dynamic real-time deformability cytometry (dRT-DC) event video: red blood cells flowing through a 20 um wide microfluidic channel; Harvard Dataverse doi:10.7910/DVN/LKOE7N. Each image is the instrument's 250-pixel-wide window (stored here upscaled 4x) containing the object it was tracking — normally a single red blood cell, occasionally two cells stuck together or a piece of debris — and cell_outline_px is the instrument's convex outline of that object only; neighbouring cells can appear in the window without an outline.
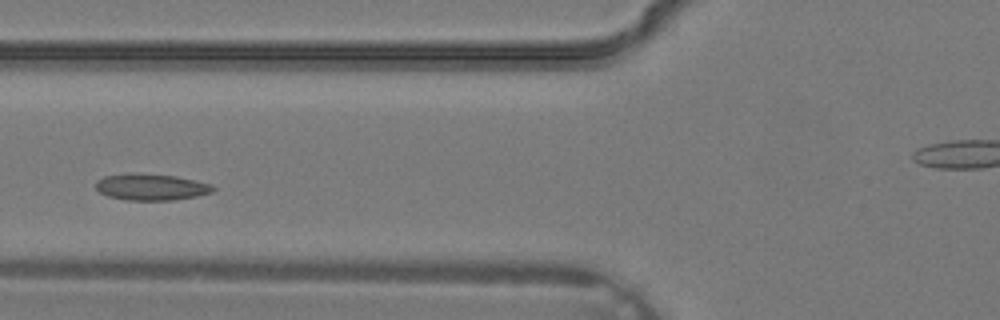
{"species": "common noctule bat (a hibernating species)", "species_latin": "Nyctalus noctula", "temperature_condition": "warm", "stored_images_in_passage": 4, "segment_of_instrument_passage": [1, 2], "camera_frame_rate_fps": 3000, "um_per_image_px": 0.085, "animal": {"sex": "male", "body_mass_g": 19.2, "forearm_length_mm": 51.8}, "frame": {"image": 1, "passage_image": 3, "time_ms": 0.667, "image_size_px": [1000, 320], "cell_outline_px": [[216, 188], [212, 192], [196, 196], [172, 200], [128, 200], [108, 196], [100, 192], [96, 188], [96, 180], [104, 176], [128, 172], [136, 172], [176, 176], [212, 184]], "centroid_in_image_um": [12.83, 15.87], "position_along_channel_um": 113.0, "area_um2": 18.26}}